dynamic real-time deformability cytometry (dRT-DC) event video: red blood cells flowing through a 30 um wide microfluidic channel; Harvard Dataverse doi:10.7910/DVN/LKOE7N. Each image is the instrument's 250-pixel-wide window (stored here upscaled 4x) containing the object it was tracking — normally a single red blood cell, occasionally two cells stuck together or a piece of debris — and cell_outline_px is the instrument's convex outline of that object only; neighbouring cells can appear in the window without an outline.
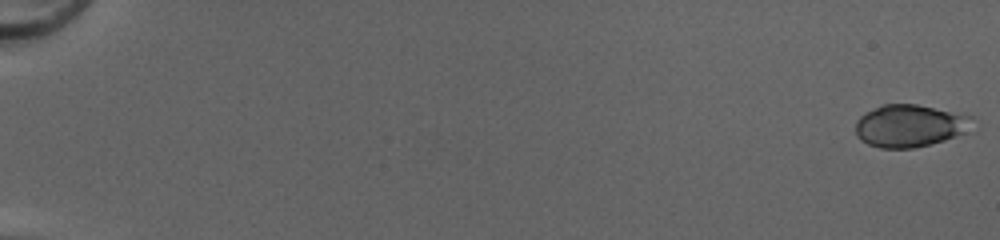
{"species": "common noctule bat (a hibernating species)", "species_latin": "Nyctalus noctula", "temperature_condition": "cold", "stored_images_in_passage": 51, "camera_frame_rate_fps": 3000, "um_per_image_px": 0.085, "animal": {"sex": "female", "body_mass_g": 20.0, "forearm_length_mm": 54.0}, "frame": {"image": 1, "passage_image": 1, "time_ms": 0.0, "image_size_px": [1000, 240], "cell_outline_px": [[976, 132], [916, 148], [880, 148], [868, 144], [860, 140], [856, 136], [856, 120], [864, 112], [884, 104], [916, 104], [976, 116]], "centroid_in_image_um": [77.48, 10.7], "position_along_channel_um": 7.5, "area_um2": 30.0}}
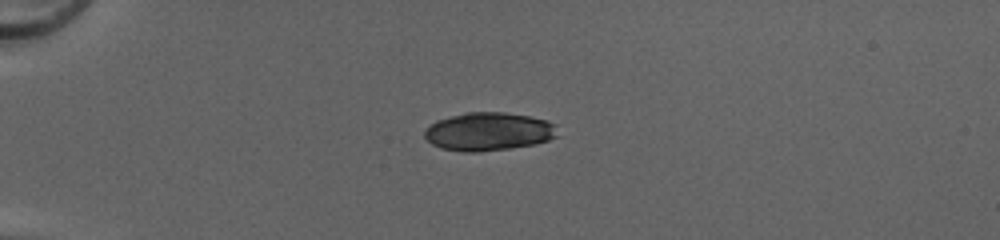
{"frame": {"image": 2, "passage_image": 15, "time_ms": 4.667, "image_size_px": [1000, 240], "cell_outline_px": [[560, 136], [536, 144], [480, 152], [464, 152], [440, 148], [432, 144], [424, 136], [424, 132], [428, 124], [436, 120], [448, 116], [464, 112], [504, 112], [528, 116], [548, 120], [556, 124]], "centroid_in_image_um": [41.54, 11.17], "position_along_channel_um": 43.5, "area_um2": 30.11}}